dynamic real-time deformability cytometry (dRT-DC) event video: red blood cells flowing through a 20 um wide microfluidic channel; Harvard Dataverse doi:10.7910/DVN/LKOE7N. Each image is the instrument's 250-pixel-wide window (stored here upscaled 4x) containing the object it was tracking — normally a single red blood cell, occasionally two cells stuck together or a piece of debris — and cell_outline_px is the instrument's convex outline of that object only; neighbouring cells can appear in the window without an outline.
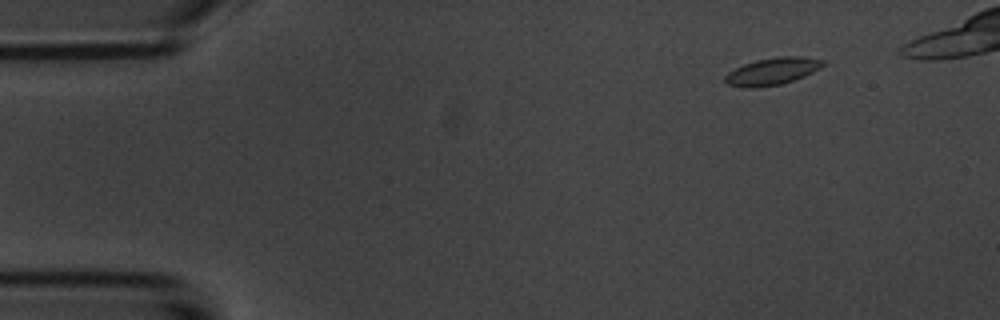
{"species": "common noctule bat (a hibernating species)", "species_latin": "Nyctalus noctula", "temperature_condition": "room temperature", "stored_images_in_passage": 4, "camera_frame_rate_fps": 3000, "um_per_image_px": 0.085, "animal": {"sex": "male", "body_mass_g": 20.1, "forearm_length_mm": 53.5}, "frame": {"image": 1, "passage_image": 2, "time_ms": 1.0, "image_size_px": [1000, 320], "cell_outline_px": [[828, 64], [804, 76], [780, 84], [756, 88], [748, 88], [728, 84], [724, 80], [724, 76], [728, 72], [744, 64], [756, 60], [780, 56], [800, 56], [824, 60]], "centroid_in_image_um": [65.66, 6.05], "position_along_channel_um": 19.3, "area_um2": 15.43}}